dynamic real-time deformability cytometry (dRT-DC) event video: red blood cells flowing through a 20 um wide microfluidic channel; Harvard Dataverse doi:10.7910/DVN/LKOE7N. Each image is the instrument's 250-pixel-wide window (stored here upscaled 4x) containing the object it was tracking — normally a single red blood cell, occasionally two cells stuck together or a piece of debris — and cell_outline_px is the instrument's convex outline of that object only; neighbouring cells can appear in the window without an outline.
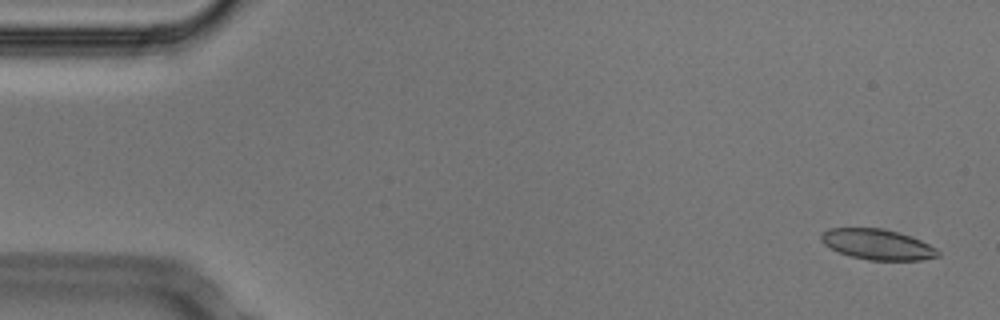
{"species": "Egyptian fruit bat (a non-hibernating species)", "species_latin": "Rousettus aegyptiacus", "temperature_condition": "cold", "stored_images_in_passage": 53, "camera_frame_rate_fps": 3000, "um_per_image_px": 0.085, "animal": {"sex": "male"}, "frame": {"image": 1, "passage_image": 2, "time_ms": 0.333, "image_size_px": [1000, 320], "cell_outline_px": [[940, 256], [920, 260], [868, 260], [852, 256], [840, 252], [824, 244], [820, 240], [820, 232], [828, 228], [880, 228], [896, 232], [920, 240], [936, 248], [940, 252]], "centroid_in_image_um": [74.56, 20.77], "position_along_channel_um": 10.4, "area_um2": 20.58}}
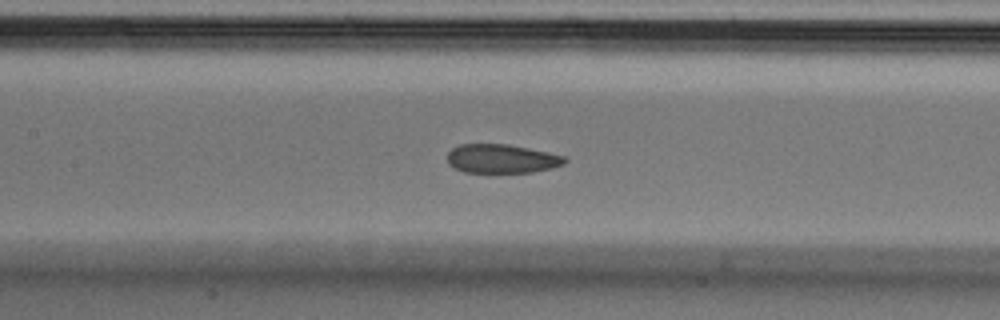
{"frame": {"image": 2, "passage_image": 24, "time_ms": 7.667, "image_size_px": [1000, 320], "cell_outline_px": [[568, 160], [564, 164], [552, 168], [532, 172], [464, 172], [448, 164], [448, 152], [452, 148], [460, 144], [508, 144], [548, 152], [564, 156]], "centroid_in_image_um": [42.65, 13.48], "position_along_channel_um": 164.7, "area_um2": 19.71}}
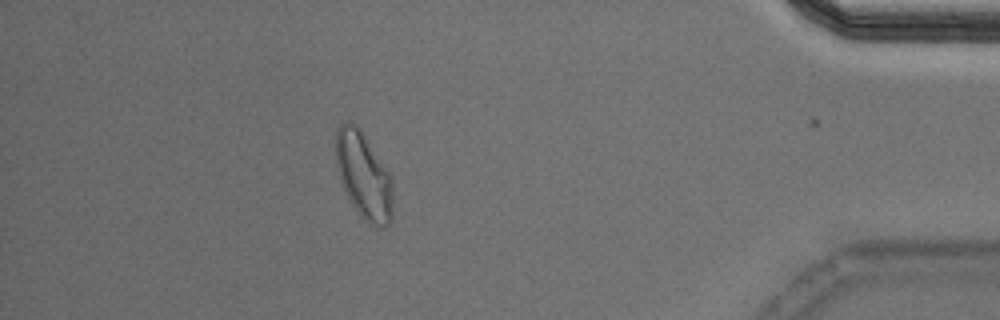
{"frame": {"image": 3, "passage_image": 47, "time_ms": 15.333, "image_size_px": [1000, 320], "cell_outline_px": [[392, 216], [388, 224], [384, 228], [380, 228], [372, 224], [360, 216], [344, 192], [336, 168], [336, 128], [340, 124], [348, 120], [356, 124], [360, 128], [392, 176]], "centroid_in_image_um": [30.9, 14.9], "position_along_channel_um": 404.3, "area_um2": 29.07}, "authors_computed_cell_mechanics": {"area_um2": 21.4438, "velocity_mm_per_s": 3.7345, "shape_relaxation_time_tau1_ms": 9.3384, "shape_relaxation_time_tau2_ms": 2.4958, "deformation_change_tau1": 0.1641, "deformation_change_tau2": 0.0649}}